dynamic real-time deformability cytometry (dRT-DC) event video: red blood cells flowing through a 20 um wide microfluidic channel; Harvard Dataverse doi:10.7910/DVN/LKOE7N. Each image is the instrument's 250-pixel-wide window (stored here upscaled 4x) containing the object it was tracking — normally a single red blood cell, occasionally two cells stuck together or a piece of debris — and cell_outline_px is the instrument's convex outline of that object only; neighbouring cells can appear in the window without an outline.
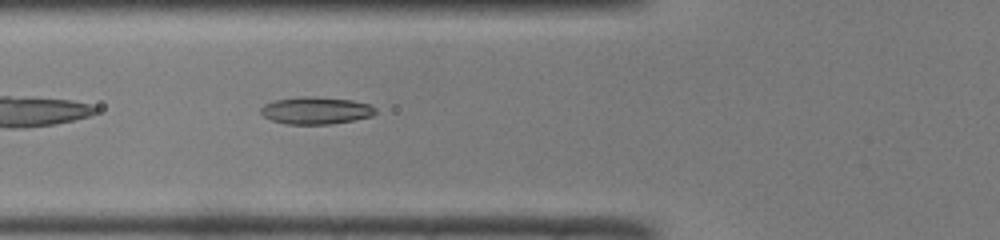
{"species": "common noctule bat (a hibernating species)", "species_latin": "Nyctalus noctula", "temperature_condition": "room temperature", "stored_images_in_passage": 34, "camera_frame_rate_fps": 3000, "um_per_image_px": 0.085, "animal": {"sex": "male", "body_mass_g": 19.0, "forearm_length_mm": 50.8}, "frame": {"image": 1, "passage_image": 3, "time_ms": 0.667, "image_size_px": [1000, 240], "cell_outline_px": [[376, 112], [372, 116], [332, 124], [288, 124], [272, 120], [264, 116], [260, 112], [260, 108], [264, 104], [276, 100], [304, 96], [308, 96], [352, 100], [368, 104], [376, 108]], "centroid_in_image_um": [26.85, 9.39], "position_along_channel_um": 99.0, "area_um2": 18.03}}
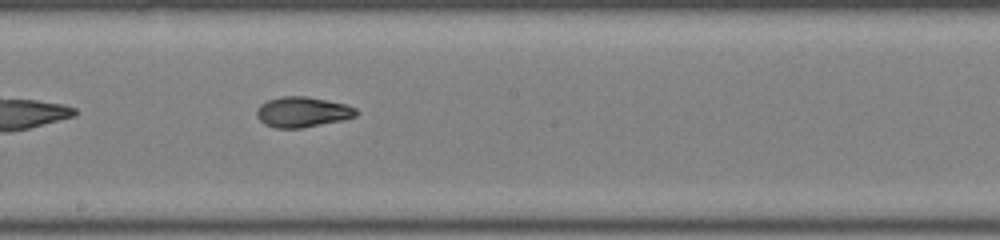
{"frame": {"image": 2, "passage_image": 12, "time_ms": 3.667, "image_size_px": [1000, 240], "cell_outline_px": [[360, 112], [356, 116], [344, 120], [300, 128], [276, 128], [264, 124], [256, 116], [256, 112], [260, 104], [268, 100], [284, 96], [304, 96], [344, 104], [356, 108]], "centroid_in_image_um": [25.71, 9.53], "position_along_channel_um": 222.5, "area_um2": 17.51}}
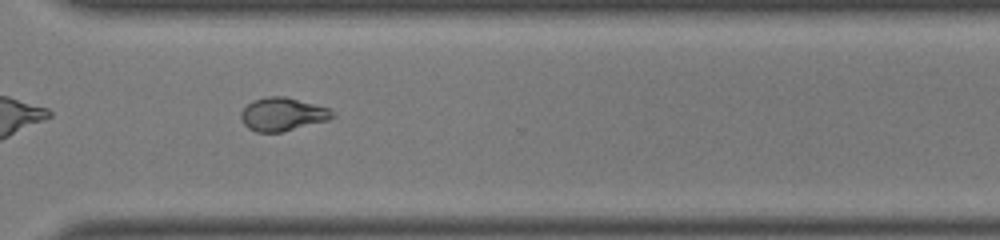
{"frame": {"image": 3, "passage_image": 21, "time_ms": 6.667, "image_size_px": [1000, 240], "cell_outline_px": [[336, 116], [328, 120], [280, 132], [256, 132], [248, 128], [244, 124], [240, 116], [240, 112], [252, 100], [268, 96], [284, 96], [328, 108]], "centroid_in_image_um": [23.98, 9.71], "position_along_channel_um": 346.6, "area_um2": 17.51}, "authors_computed_cell_mechanics": {"area_um2": 17.7735, "velocity_mm_per_s": 4.1208, "shape_relaxation_time_tau1_ms": null, "shape_relaxation_time_tau2_ms": 1.9871, "deformation_change_tau1": null, "deformation_change_tau2": 0.0621}}